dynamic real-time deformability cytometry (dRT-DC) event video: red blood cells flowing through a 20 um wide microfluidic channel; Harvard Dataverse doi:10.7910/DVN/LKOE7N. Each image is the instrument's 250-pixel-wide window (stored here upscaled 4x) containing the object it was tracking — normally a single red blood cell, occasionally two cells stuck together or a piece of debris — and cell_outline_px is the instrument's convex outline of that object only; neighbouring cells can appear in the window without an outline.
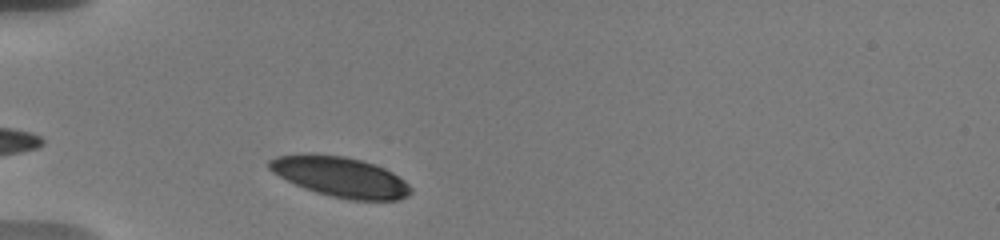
{"species": "human", "species_latin": "Homo sapiens", "temperature_condition": "warm", "stored_images_in_passage": 37, "camera_frame_rate_fps": 3000, "um_per_image_px": 0.085, "donor": {"sex": "male"}, "frame": {"image": 1, "passage_image": 5, "time_ms": 0.667, "image_size_px": [1000, 240], "cell_outline_px": [[412, 192], [408, 196], [396, 200], [352, 200], [332, 196], [296, 184], [272, 172], [268, 168], [268, 160], [276, 156], [308, 152], [344, 156], [360, 160], [384, 168], [392, 172], [404, 180], [412, 188]], "centroid_in_image_um": [28.92, 15.01], "position_along_channel_um": 56.1, "area_um2": 32.95}}
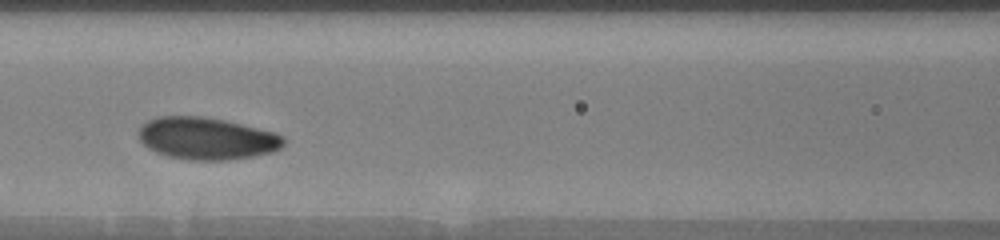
{"frame": {"image": 2, "passage_image": 19, "time_ms": 3.667, "image_size_px": [1000, 240], "cell_outline_px": [[284, 144], [280, 148], [272, 152], [252, 156], [228, 160], [196, 160], [168, 156], [156, 152], [148, 148], [140, 140], [140, 128], [148, 120], [156, 116], [204, 116], [224, 120], [272, 132], [284, 136]], "centroid_in_image_um": [17.56, 11.76], "position_along_channel_um": 149.0, "area_um2": 35.26}}
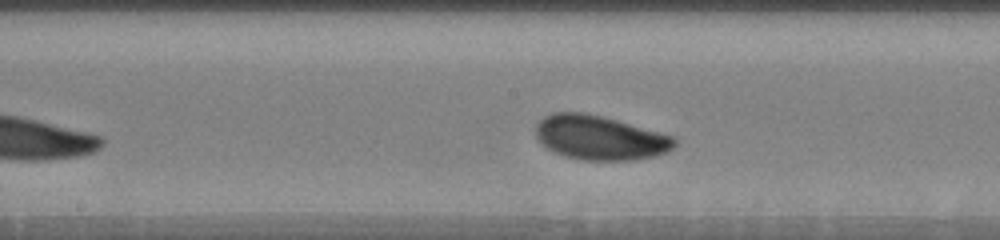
{"frame": {"image": 3, "passage_image": 28, "time_ms": 5.0, "image_size_px": [1000, 240], "cell_outline_px": [[676, 144], [668, 152], [656, 156], [636, 160], [580, 160], [564, 156], [540, 144], [536, 136], [536, 124], [544, 116], [552, 112], [584, 112], [616, 120], [660, 132], [672, 136], [676, 140]], "centroid_in_image_um": [50.97, 11.71], "position_along_channel_um": 197.2, "area_um2": 35.89}}